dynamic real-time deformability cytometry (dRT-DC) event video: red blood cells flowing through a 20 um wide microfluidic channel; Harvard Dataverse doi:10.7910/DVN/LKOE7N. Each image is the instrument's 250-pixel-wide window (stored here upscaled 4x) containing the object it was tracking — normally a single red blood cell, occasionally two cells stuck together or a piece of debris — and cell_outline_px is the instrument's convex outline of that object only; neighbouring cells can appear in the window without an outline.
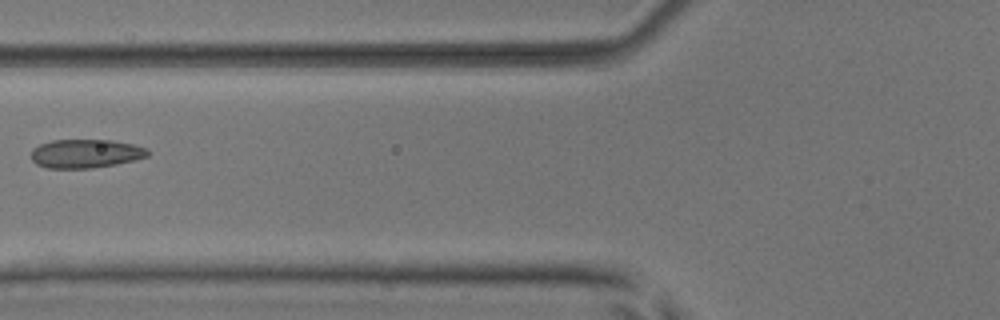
{"species": "common noctule bat (a hibernating species)", "species_latin": "Nyctalus noctula", "temperature_condition": "room temperature", "stored_images_in_passage": 6, "camera_frame_rate_fps": 3000, "um_per_image_px": 0.085, "animal": {"sex": "male", "body_mass_g": 17.9, "forearm_length_mm": 54.2}, "frame": {"image": 1, "passage_image": 6, "time_ms": 6.0, "image_size_px": [1000, 320], "cell_outline_px": [[152, 152], [148, 156], [116, 164], [92, 168], [48, 168], [36, 164], [32, 160], [32, 148], [40, 144], [52, 140], [112, 140], [132, 144], [148, 148]], "centroid_in_image_um": [7.29, 13.05], "position_along_channel_um": 118.5, "area_um2": 19.54}}